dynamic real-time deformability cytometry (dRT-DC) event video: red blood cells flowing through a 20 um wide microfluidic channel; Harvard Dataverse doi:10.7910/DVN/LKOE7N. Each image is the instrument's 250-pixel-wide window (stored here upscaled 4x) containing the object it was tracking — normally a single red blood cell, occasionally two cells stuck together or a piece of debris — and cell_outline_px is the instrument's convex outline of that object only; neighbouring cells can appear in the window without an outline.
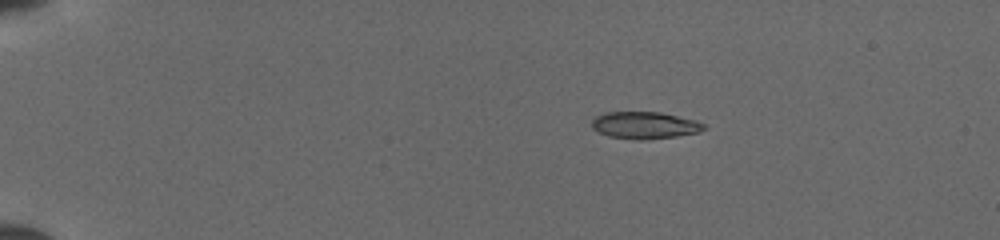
{"species": "common noctule bat (a hibernating species)", "species_latin": "Nyctalus noctula", "temperature_condition": "cold", "stored_images_in_passage": 42, "camera_frame_rate_fps": 3000, "um_per_image_px": 0.085, "animal": {"sex": "female", "body_mass_g": 19.5, "forearm_length_mm": 54.1}, "frame": {"image": 1, "passage_image": 1, "time_ms": 0.0, "image_size_px": [1000, 240], "cell_outline_px": [[708, 128], [700, 132], [676, 136], [640, 140], [608, 136], [592, 128], [592, 120], [596, 116], [604, 112], [660, 112], [696, 120], [704, 124]], "centroid_in_image_um": [54.82, 10.64], "position_along_channel_um": 30.2, "area_um2": 17.63}}
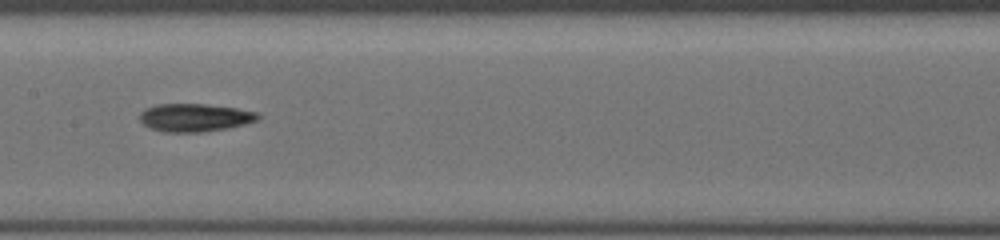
{"frame": {"image": 2, "passage_image": 19, "time_ms": 6.0, "image_size_px": [1000, 240], "cell_outline_px": [[260, 120], [228, 128], [200, 132], [164, 132], [152, 128], [144, 124], [140, 120], [140, 112], [144, 108], [156, 104], [204, 104], [236, 108], [256, 112], [260, 116]], "centroid_in_image_um": [16.55, 9.99], "position_along_channel_um": 190.8, "area_um2": 19.25}}
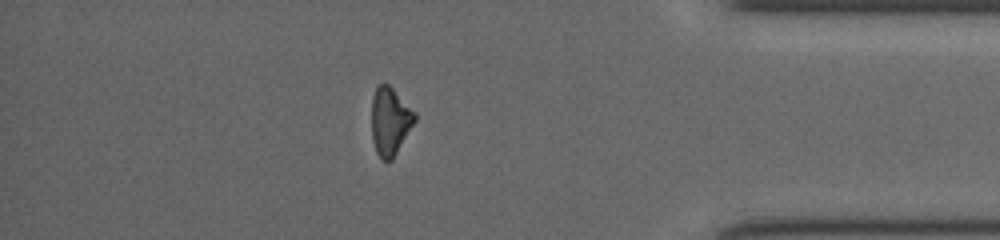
{"frame": {"image": 3, "passage_image": 36, "time_ms": 11.667, "image_size_px": [1000, 240], "cell_outline_px": [[416, 120], [392, 160], [380, 160], [376, 152], [372, 140], [372, 96], [376, 88], [380, 84], [388, 84], [416, 112]], "centroid_in_image_um": [33.15, 10.32], "position_along_channel_um": 402.1, "area_um2": 17.05}}